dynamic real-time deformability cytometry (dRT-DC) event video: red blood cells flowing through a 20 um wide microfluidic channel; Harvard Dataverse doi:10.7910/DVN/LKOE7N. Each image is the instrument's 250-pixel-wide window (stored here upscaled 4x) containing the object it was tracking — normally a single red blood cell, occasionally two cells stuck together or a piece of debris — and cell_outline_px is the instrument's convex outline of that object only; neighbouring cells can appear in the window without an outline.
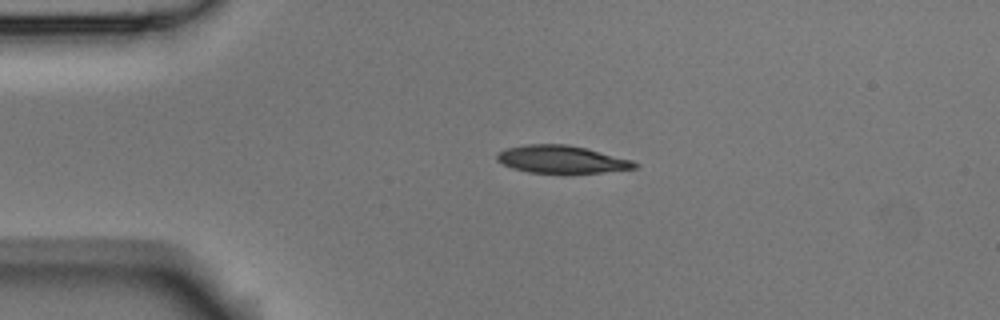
{"species": "Egyptian fruit bat (a non-hibernating species)", "species_latin": "Rousettus aegyptiacus", "temperature_condition": "room temperature", "stored_images_in_passage": 4, "camera_frame_rate_fps": 3000, "um_per_image_px": 0.085, "animal": {"sex": "male"}, "frame": {"image": 1, "passage_image": 3, "time_ms": 0.667, "image_size_px": [1000, 320], "cell_outline_px": [[640, 164], [636, 168], [564, 176], [528, 172], [512, 168], [496, 160], [496, 152], [508, 148], [528, 144], [568, 144], [632, 160]], "centroid_in_image_um": [47.71, 13.59], "position_along_channel_um": 37.3, "area_um2": 22.77}}